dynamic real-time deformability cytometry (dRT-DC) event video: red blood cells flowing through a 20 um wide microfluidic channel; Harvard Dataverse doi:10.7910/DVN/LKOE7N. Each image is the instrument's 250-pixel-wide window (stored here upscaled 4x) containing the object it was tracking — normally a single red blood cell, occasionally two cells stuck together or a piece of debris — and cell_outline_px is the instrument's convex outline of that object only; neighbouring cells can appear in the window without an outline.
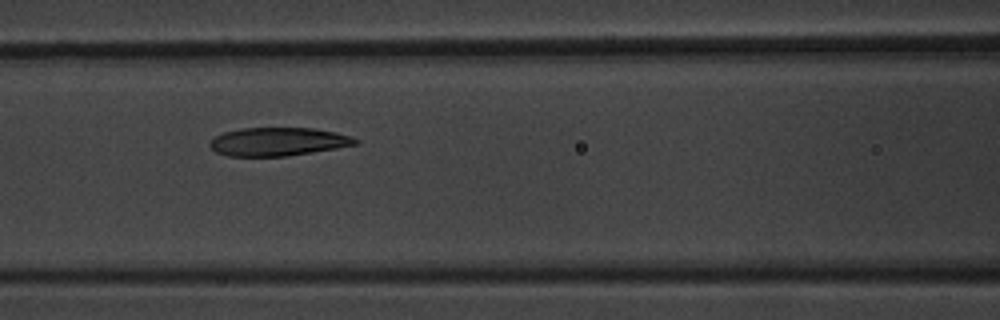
{"species": "common noctule bat (a hibernating species)", "species_latin": "Nyctalus noctula", "temperature_condition": "warm", "stored_images_in_passage": 10, "camera_frame_rate_fps": 3000, "um_per_image_px": 0.085, "animal": {"sex": "male", "body_mass_g": 20.1, "forearm_length_mm": 53.5}, "frame": {"image": 1, "passage_image": 7, "time_ms": 7.0, "image_size_px": [1000, 320], "cell_outline_px": [[360, 144], [288, 156], [228, 156], [216, 152], [208, 144], [216, 136], [224, 132], [244, 128], [316, 128], [336, 132], [352, 136], [360, 140]], "centroid_in_image_um": [23.69, 12.04], "position_along_channel_um": 142.9, "area_um2": 24.1}}
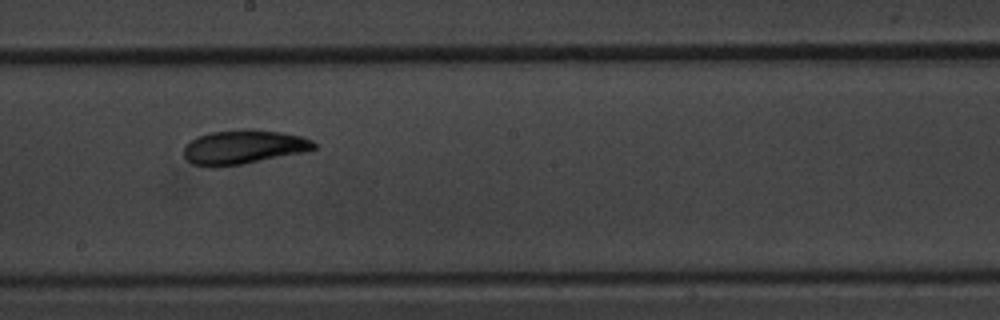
{"frame": {"image": 2, "passage_image": 9, "time_ms": 9.333, "image_size_px": [1000, 320], "cell_outline_px": [[316, 148], [304, 152], [244, 164], [212, 168], [192, 164], [184, 156], [184, 148], [196, 136], [212, 132], [244, 128], [252, 128], [280, 132], [300, 136], [312, 140], [316, 144]], "centroid_in_image_um": [20.69, 12.5], "position_along_channel_um": 227.5, "area_um2": 26.13}}
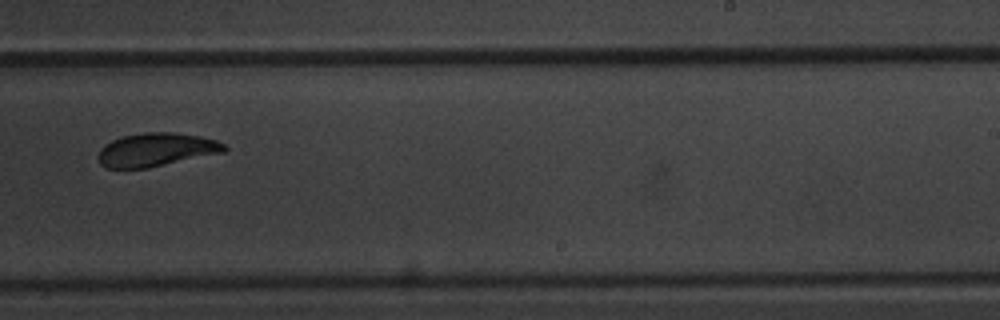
{"frame": {"image": 3, "passage_image": 10, "time_ms": 10.667, "image_size_px": [1000, 320], "cell_outline_px": [[228, 152], [148, 168], [104, 168], [100, 164], [96, 156], [100, 148], [104, 144], [112, 140], [124, 136], [144, 132], [172, 132], [200, 136], [216, 140], [224, 144], [228, 148]], "centroid_in_image_um": [13.29, 12.73], "position_along_channel_um": 275.7, "area_um2": 24.97}}